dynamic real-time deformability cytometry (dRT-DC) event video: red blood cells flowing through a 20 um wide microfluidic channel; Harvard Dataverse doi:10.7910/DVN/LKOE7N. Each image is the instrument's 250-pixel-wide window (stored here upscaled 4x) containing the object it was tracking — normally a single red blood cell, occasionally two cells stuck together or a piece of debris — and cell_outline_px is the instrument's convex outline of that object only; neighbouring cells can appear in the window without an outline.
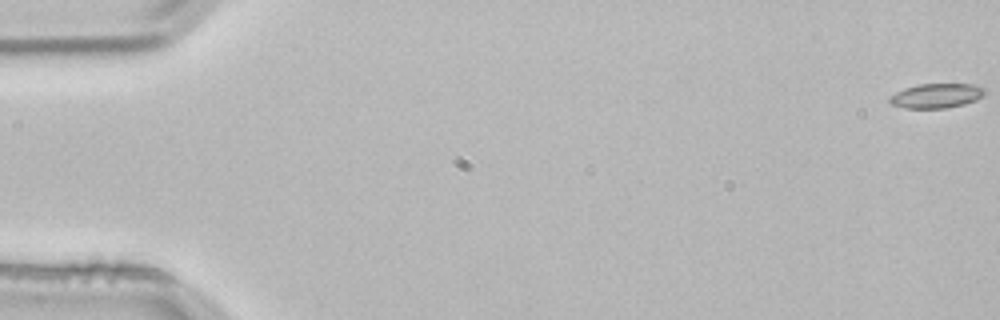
{"species": "common noctule bat (a hibernating species)", "species_latin": "Nyctalus noctula", "temperature_condition": "room temperature", "stored_images_in_passage": 39, "camera_frame_rate_fps": 3000, "um_per_image_px": 0.085, "animal": {"sex": "male", "body_mass_g": 21.5, "forearm_length_mm": 52.0}, "frame": {"image": 1, "passage_image": 1, "time_ms": 0.0, "image_size_px": [1000, 320], "cell_outline_px": [[984, 96], [976, 100], [964, 104], [944, 108], [908, 108], [892, 104], [888, 100], [888, 96], [904, 88], [920, 84], [972, 84], [984, 88]], "centroid_in_image_um": [79.58, 8.13], "position_along_channel_um": 5.4, "area_um2": 13.53}}
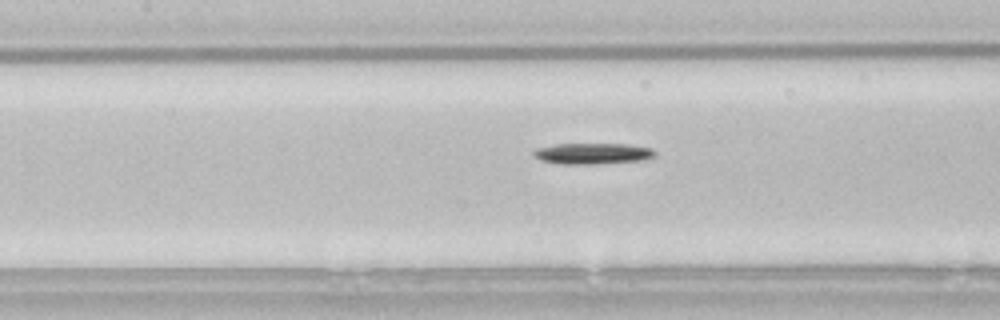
{"frame": {"image": 2, "passage_image": 25, "time_ms": 8.0, "image_size_px": [1000, 320], "cell_outline_px": [[656, 156], [644, 160], [592, 164], [560, 164], [540, 160], [532, 152], [536, 148], [556, 144], [628, 144], [652, 148], [656, 152]], "centroid_in_image_um": [50.4, 13.05], "position_along_channel_um": 157.0, "area_um2": 14.91}}
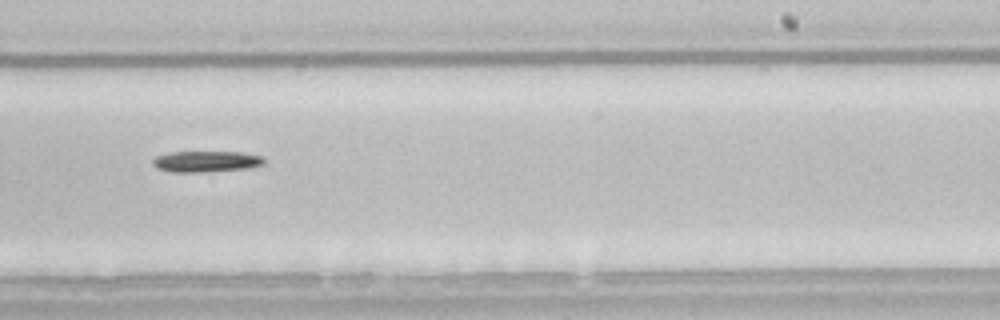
{"frame": {"image": 3, "passage_image": 34, "time_ms": 11.0, "image_size_px": [1000, 320], "cell_outline_px": [[264, 164], [248, 168], [204, 172], [172, 172], [156, 168], [152, 164], [152, 160], [156, 156], [172, 152], [244, 152], [264, 156]], "centroid_in_image_um": [17.53, 13.72], "position_along_channel_um": 271.5, "area_um2": 13.76}}